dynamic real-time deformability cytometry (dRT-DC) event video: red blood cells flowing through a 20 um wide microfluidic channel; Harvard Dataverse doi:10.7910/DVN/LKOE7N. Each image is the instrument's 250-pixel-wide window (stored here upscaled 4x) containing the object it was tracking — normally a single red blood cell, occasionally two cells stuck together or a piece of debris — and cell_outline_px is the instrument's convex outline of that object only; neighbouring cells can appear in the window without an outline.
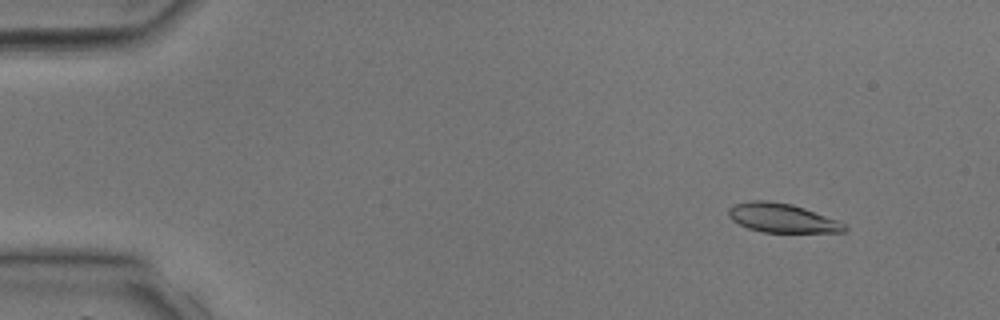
{"species": "common noctule bat (a hibernating species)", "species_latin": "Nyctalus noctula", "temperature_condition": "room temperature", "stored_images_in_passage": 40, "camera_frame_rate_fps": 3000, "um_per_image_px": 0.085, "animal": {"sex": "male", "body_mass_g": 17.9, "forearm_length_mm": 54.2}, "frame": {"image": 1, "passage_image": 5, "time_ms": 1.333, "image_size_px": [1000, 320], "cell_outline_px": [[848, 228], [844, 232], [760, 232], [748, 228], [732, 220], [728, 216], [728, 208], [736, 204], [752, 200], [768, 200], [792, 204], [840, 220]], "centroid_in_image_um": [66.49, 18.53], "position_along_channel_um": 18.5, "area_um2": 19.71}}
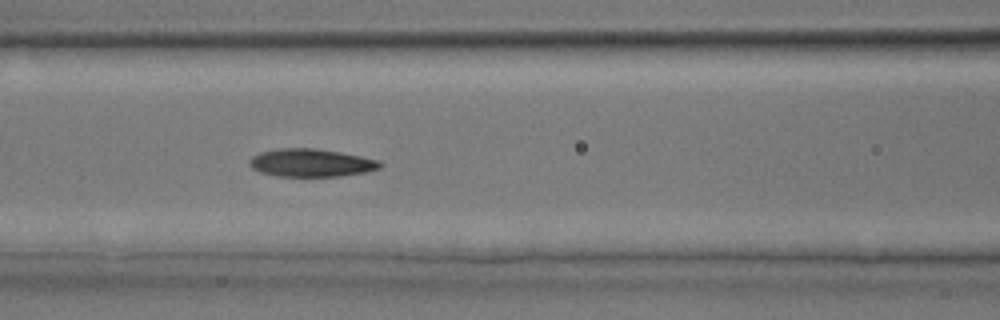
{"frame": {"image": 2, "passage_image": 18, "time_ms": 5.667, "image_size_px": [1000, 320], "cell_outline_px": [[384, 164], [380, 168], [364, 172], [340, 176], [276, 176], [260, 172], [252, 168], [248, 164], [248, 160], [252, 156], [260, 152], [280, 148], [316, 148], [340, 152], [380, 160]], "centroid_in_image_um": [26.43, 13.83], "position_along_channel_um": 140.2, "area_um2": 21.33}}
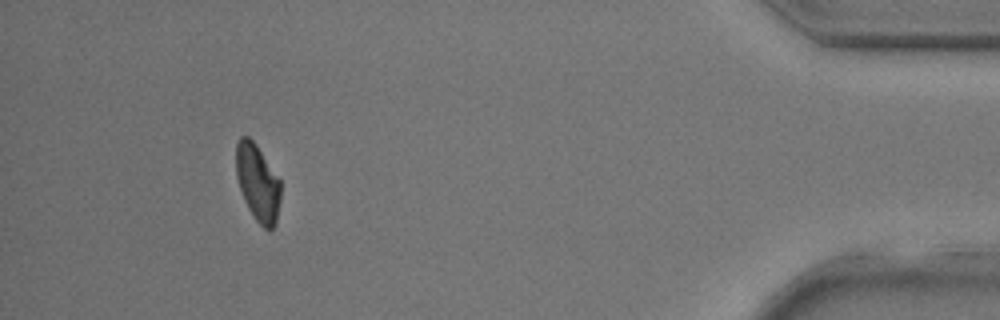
{"frame": {"image": 3, "passage_image": 37, "time_ms": 12.0, "image_size_px": [1000, 320], "cell_outline_px": [[280, 200], [276, 224], [268, 232], [256, 220], [248, 208], [244, 200], [236, 176], [236, 144], [240, 136], [248, 136], [256, 144], [280, 180]], "centroid_in_image_um": [21.9, 15.54], "position_along_channel_um": 413.3, "area_um2": 19.94}}